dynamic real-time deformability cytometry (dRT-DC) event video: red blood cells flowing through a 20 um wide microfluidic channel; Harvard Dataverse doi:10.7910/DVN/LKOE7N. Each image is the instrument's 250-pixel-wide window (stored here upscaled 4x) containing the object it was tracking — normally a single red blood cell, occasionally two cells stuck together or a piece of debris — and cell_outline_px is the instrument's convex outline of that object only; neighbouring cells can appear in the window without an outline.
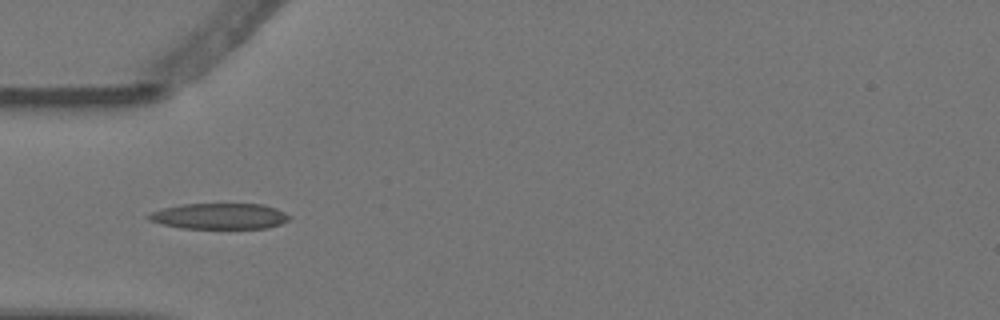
{"species": "Egyptian fruit bat (a non-hibernating species)", "species_latin": "Rousettus aegyptiacus", "temperature_condition": "warm", "stored_images_in_passage": 3, "camera_frame_rate_fps": 3000, "um_per_image_px": 0.085, "animal": {"sex": "female"}, "frame": {"image": 1, "passage_image": 3, "time_ms": 0.667, "image_size_px": [1000, 320], "cell_outline_px": [[292, 216], [288, 220], [280, 224], [268, 228], [184, 228], [160, 224], [148, 220], [144, 216], [152, 212], [164, 208], [180, 204], [264, 204], [276, 208]], "centroid_in_image_um": [18.65, 18.37], "position_along_channel_um": 66.4, "area_um2": 21.27}}